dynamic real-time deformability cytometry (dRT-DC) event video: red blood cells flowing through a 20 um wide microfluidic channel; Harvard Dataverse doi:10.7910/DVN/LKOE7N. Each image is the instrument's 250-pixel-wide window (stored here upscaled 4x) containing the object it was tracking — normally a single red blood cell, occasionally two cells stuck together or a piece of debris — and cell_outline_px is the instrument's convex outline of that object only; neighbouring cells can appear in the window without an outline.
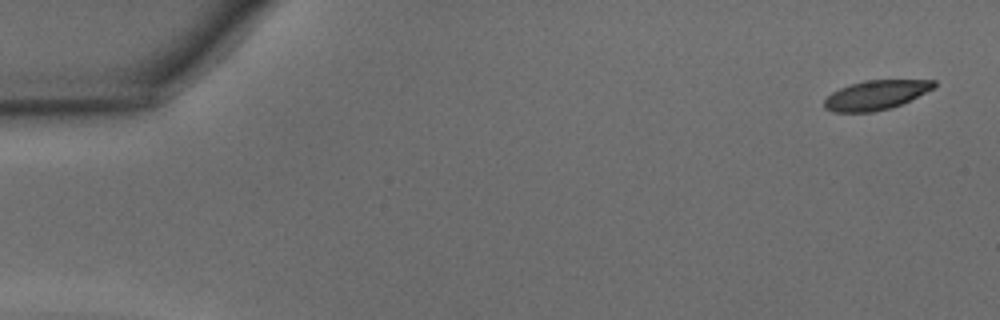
{"species": "common noctule bat (a hibernating species)", "species_latin": "Nyctalus noctula", "temperature_condition": "warm", "stored_images_in_passage": 46, "camera_frame_rate_fps": 3000, "um_per_image_px": 0.085, "animal": {"sex": "male", "body_mass_g": 15.6}, "frame": {"image": 1, "passage_image": 1, "time_ms": 0.0, "image_size_px": [1000, 320], "cell_outline_px": [[936, 84], [932, 88], [892, 108], [872, 112], [832, 112], [824, 108], [824, 100], [832, 92], [840, 88], [864, 80], [936, 80]], "centroid_in_image_um": [74.39, 8.08], "position_along_channel_um": 10.6, "area_um2": 18.5}}
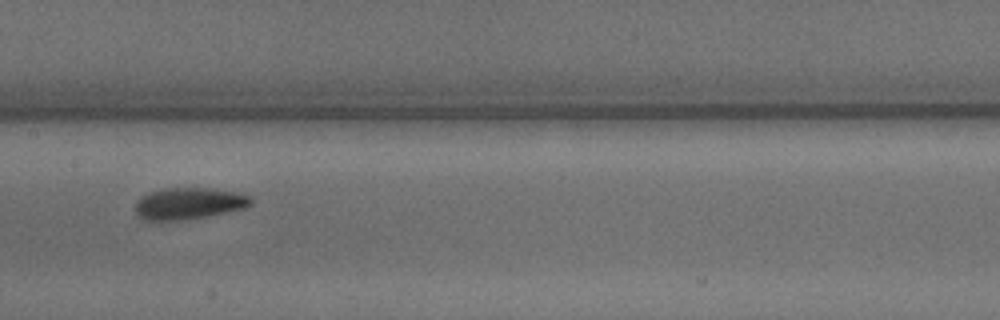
{"frame": {"image": 2, "passage_image": 23, "time_ms": 7.333, "image_size_px": [1000, 320], "cell_outline_px": [[252, 204], [244, 208], [184, 220], [144, 220], [136, 212], [136, 200], [152, 192], [164, 188], [204, 188], [232, 192], [252, 196]], "centroid_in_image_um": [16.04, 17.29], "position_along_channel_um": 191.4, "area_um2": 20.81}}
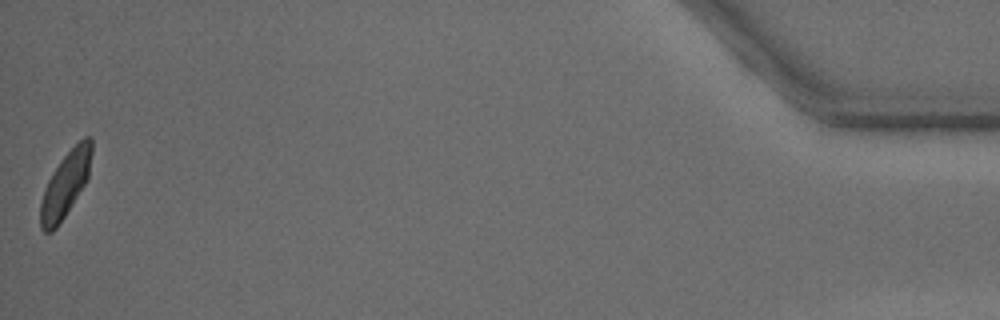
{"frame": {"image": 3, "passage_image": 46, "time_ms": 15.0, "image_size_px": [1000, 320], "cell_outline_px": [[92, 152], [88, 180], [56, 228], [52, 232], [44, 232], [40, 228], [40, 200], [44, 188], [48, 180], [60, 160], [84, 136], [92, 136]], "centroid_in_image_um": [5.56, 15.67], "position_along_channel_um": 429.6, "area_um2": 19.48}, "authors_computed_cell_mechanics": {"area_um2": 20.6924, "velocity_mm_per_s": 4.3182, "shape_relaxation_time_tau1_ms": 2.9464, "shape_relaxation_time_tau2_ms": 1.7306, "deformation_change_tau1": 0.1327, "deformation_change_tau2": 0.0754}}